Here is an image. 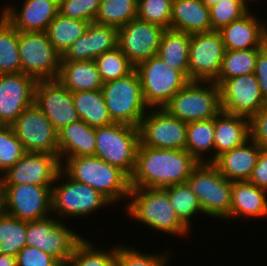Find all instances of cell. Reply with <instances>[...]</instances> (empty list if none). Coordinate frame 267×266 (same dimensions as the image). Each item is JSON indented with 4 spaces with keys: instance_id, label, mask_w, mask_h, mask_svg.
Here are the masks:
<instances>
[{
    "instance_id": "obj_41",
    "label": "cell",
    "mask_w": 267,
    "mask_h": 266,
    "mask_svg": "<svg viewBox=\"0 0 267 266\" xmlns=\"http://www.w3.org/2000/svg\"><path fill=\"white\" fill-rule=\"evenodd\" d=\"M88 44L91 54L96 58L118 47V28L96 22L88 25Z\"/></svg>"
},
{
    "instance_id": "obj_12",
    "label": "cell",
    "mask_w": 267,
    "mask_h": 266,
    "mask_svg": "<svg viewBox=\"0 0 267 266\" xmlns=\"http://www.w3.org/2000/svg\"><path fill=\"white\" fill-rule=\"evenodd\" d=\"M52 186L0 185L1 210L24 221L52 215Z\"/></svg>"
},
{
    "instance_id": "obj_24",
    "label": "cell",
    "mask_w": 267,
    "mask_h": 266,
    "mask_svg": "<svg viewBox=\"0 0 267 266\" xmlns=\"http://www.w3.org/2000/svg\"><path fill=\"white\" fill-rule=\"evenodd\" d=\"M250 143V144H249ZM261 147L251 138L243 145L223 152L213 164L230 181H248L257 164Z\"/></svg>"
},
{
    "instance_id": "obj_15",
    "label": "cell",
    "mask_w": 267,
    "mask_h": 266,
    "mask_svg": "<svg viewBox=\"0 0 267 266\" xmlns=\"http://www.w3.org/2000/svg\"><path fill=\"white\" fill-rule=\"evenodd\" d=\"M224 53L219 31L192 34L188 56L189 81L214 82L219 77Z\"/></svg>"
},
{
    "instance_id": "obj_5",
    "label": "cell",
    "mask_w": 267,
    "mask_h": 266,
    "mask_svg": "<svg viewBox=\"0 0 267 266\" xmlns=\"http://www.w3.org/2000/svg\"><path fill=\"white\" fill-rule=\"evenodd\" d=\"M163 108L186 123L212 119L221 111L219 86L191 80Z\"/></svg>"
},
{
    "instance_id": "obj_26",
    "label": "cell",
    "mask_w": 267,
    "mask_h": 266,
    "mask_svg": "<svg viewBox=\"0 0 267 266\" xmlns=\"http://www.w3.org/2000/svg\"><path fill=\"white\" fill-rule=\"evenodd\" d=\"M170 28L190 35L213 31L209 7L200 0H173Z\"/></svg>"
},
{
    "instance_id": "obj_45",
    "label": "cell",
    "mask_w": 267,
    "mask_h": 266,
    "mask_svg": "<svg viewBox=\"0 0 267 266\" xmlns=\"http://www.w3.org/2000/svg\"><path fill=\"white\" fill-rule=\"evenodd\" d=\"M101 0H59V14L93 22L99 11Z\"/></svg>"
},
{
    "instance_id": "obj_46",
    "label": "cell",
    "mask_w": 267,
    "mask_h": 266,
    "mask_svg": "<svg viewBox=\"0 0 267 266\" xmlns=\"http://www.w3.org/2000/svg\"><path fill=\"white\" fill-rule=\"evenodd\" d=\"M17 266H63L57 259L42 250L25 246L17 253Z\"/></svg>"
},
{
    "instance_id": "obj_35",
    "label": "cell",
    "mask_w": 267,
    "mask_h": 266,
    "mask_svg": "<svg viewBox=\"0 0 267 266\" xmlns=\"http://www.w3.org/2000/svg\"><path fill=\"white\" fill-rule=\"evenodd\" d=\"M261 49L225 50L219 77L214 82L219 86L224 80L254 73Z\"/></svg>"
},
{
    "instance_id": "obj_50",
    "label": "cell",
    "mask_w": 267,
    "mask_h": 266,
    "mask_svg": "<svg viewBox=\"0 0 267 266\" xmlns=\"http://www.w3.org/2000/svg\"><path fill=\"white\" fill-rule=\"evenodd\" d=\"M254 73H267V44L258 52Z\"/></svg>"
},
{
    "instance_id": "obj_11",
    "label": "cell",
    "mask_w": 267,
    "mask_h": 266,
    "mask_svg": "<svg viewBox=\"0 0 267 266\" xmlns=\"http://www.w3.org/2000/svg\"><path fill=\"white\" fill-rule=\"evenodd\" d=\"M19 55L22 73L36 81L55 80L62 55L54 48L46 32H20Z\"/></svg>"
},
{
    "instance_id": "obj_16",
    "label": "cell",
    "mask_w": 267,
    "mask_h": 266,
    "mask_svg": "<svg viewBox=\"0 0 267 266\" xmlns=\"http://www.w3.org/2000/svg\"><path fill=\"white\" fill-rule=\"evenodd\" d=\"M221 110L251 119L267 101L254 73L224 80L220 85Z\"/></svg>"
},
{
    "instance_id": "obj_10",
    "label": "cell",
    "mask_w": 267,
    "mask_h": 266,
    "mask_svg": "<svg viewBox=\"0 0 267 266\" xmlns=\"http://www.w3.org/2000/svg\"><path fill=\"white\" fill-rule=\"evenodd\" d=\"M26 246L36 247L57 259L62 265L74 253L83 236L68 228L60 219L48 216L27 221Z\"/></svg>"
},
{
    "instance_id": "obj_1",
    "label": "cell",
    "mask_w": 267,
    "mask_h": 266,
    "mask_svg": "<svg viewBox=\"0 0 267 266\" xmlns=\"http://www.w3.org/2000/svg\"><path fill=\"white\" fill-rule=\"evenodd\" d=\"M199 162L186 150L138 146L130 188H166L187 182Z\"/></svg>"
},
{
    "instance_id": "obj_27",
    "label": "cell",
    "mask_w": 267,
    "mask_h": 266,
    "mask_svg": "<svg viewBox=\"0 0 267 266\" xmlns=\"http://www.w3.org/2000/svg\"><path fill=\"white\" fill-rule=\"evenodd\" d=\"M59 160L95 154V128L78 120L58 131Z\"/></svg>"
},
{
    "instance_id": "obj_22",
    "label": "cell",
    "mask_w": 267,
    "mask_h": 266,
    "mask_svg": "<svg viewBox=\"0 0 267 266\" xmlns=\"http://www.w3.org/2000/svg\"><path fill=\"white\" fill-rule=\"evenodd\" d=\"M265 23L249 9L240 19L219 30L225 50L263 48L267 44V21Z\"/></svg>"
},
{
    "instance_id": "obj_3",
    "label": "cell",
    "mask_w": 267,
    "mask_h": 266,
    "mask_svg": "<svg viewBox=\"0 0 267 266\" xmlns=\"http://www.w3.org/2000/svg\"><path fill=\"white\" fill-rule=\"evenodd\" d=\"M128 200L125 208L130 218L164 234L189 235V228L177 216L164 189L130 188Z\"/></svg>"
},
{
    "instance_id": "obj_29",
    "label": "cell",
    "mask_w": 267,
    "mask_h": 266,
    "mask_svg": "<svg viewBox=\"0 0 267 266\" xmlns=\"http://www.w3.org/2000/svg\"><path fill=\"white\" fill-rule=\"evenodd\" d=\"M190 40V34L171 28L165 29L157 54L166 64L180 71L188 80Z\"/></svg>"
},
{
    "instance_id": "obj_53",
    "label": "cell",
    "mask_w": 267,
    "mask_h": 266,
    "mask_svg": "<svg viewBox=\"0 0 267 266\" xmlns=\"http://www.w3.org/2000/svg\"><path fill=\"white\" fill-rule=\"evenodd\" d=\"M206 7H211L214 4L218 3L221 0H200Z\"/></svg>"
},
{
    "instance_id": "obj_7",
    "label": "cell",
    "mask_w": 267,
    "mask_h": 266,
    "mask_svg": "<svg viewBox=\"0 0 267 266\" xmlns=\"http://www.w3.org/2000/svg\"><path fill=\"white\" fill-rule=\"evenodd\" d=\"M187 182L204 215L226 220L231 213L232 181L225 178L213 163H199Z\"/></svg>"
},
{
    "instance_id": "obj_4",
    "label": "cell",
    "mask_w": 267,
    "mask_h": 266,
    "mask_svg": "<svg viewBox=\"0 0 267 266\" xmlns=\"http://www.w3.org/2000/svg\"><path fill=\"white\" fill-rule=\"evenodd\" d=\"M101 90L112 121L138 128L149 107L144 101L136 70L103 83Z\"/></svg>"
},
{
    "instance_id": "obj_40",
    "label": "cell",
    "mask_w": 267,
    "mask_h": 266,
    "mask_svg": "<svg viewBox=\"0 0 267 266\" xmlns=\"http://www.w3.org/2000/svg\"><path fill=\"white\" fill-rule=\"evenodd\" d=\"M250 9L243 0H221L209 8L213 31H219L240 19Z\"/></svg>"
},
{
    "instance_id": "obj_18",
    "label": "cell",
    "mask_w": 267,
    "mask_h": 266,
    "mask_svg": "<svg viewBox=\"0 0 267 266\" xmlns=\"http://www.w3.org/2000/svg\"><path fill=\"white\" fill-rule=\"evenodd\" d=\"M165 28L138 17L118 29V47L136 66L158 54Z\"/></svg>"
},
{
    "instance_id": "obj_28",
    "label": "cell",
    "mask_w": 267,
    "mask_h": 266,
    "mask_svg": "<svg viewBox=\"0 0 267 266\" xmlns=\"http://www.w3.org/2000/svg\"><path fill=\"white\" fill-rule=\"evenodd\" d=\"M57 80L72 93L99 90L103 86L95 60L61 61Z\"/></svg>"
},
{
    "instance_id": "obj_13",
    "label": "cell",
    "mask_w": 267,
    "mask_h": 266,
    "mask_svg": "<svg viewBox=\"0 0 267 266\" xmlns=\"http://www.w3.org/2000/svg\"><path fill=\"white\" fill-rule=\"evenodd\" d=\"M138 128L144 146L185 150L187 123L171 116L164 108H149Z\"/></svg>"
},
{
    "instance_id": "obj_42",
    "label": "cell",
    "mask_w": 267,
    "mask_h": 266,
    "mask_svg": "<svg viewBox=\"0 0 267 266\" xmlns=\"http://www.w3.org/2000/svg\"><path fill=\"white\" fill-rule=\"evenodd\" d=\"M26 153L12 126L0 125V175L11 168Z\"/></svg>"
},
{
    "instance_id": "obj_8",
    "label": "cell",
    "mask_w": 267,
    "mask_h": 266,
    "mask_svg": "<svg viewBox=\"0 0 267 266\" xmlns=\"http://www.w3.org/2000/svg\"><path fill=\"white\" fill-rule=\"evenodd\" d=\"M64 178V179H63ZM63 179V182H62ZM52 186V214L62 218H79L92 215L98 209L112 203L100 192L84 183L74 181L62 169ZM65 181V182H64Z\"/></svg>"
},
{
    "instance_id": "obj_44",
    "label": "cell",
    "mask_w": 267,
    "mask_h": 266,
    "mask_svg": "<svg viewBox=\"0 0 267 266\" xmlns=\"http://www.w3.org/2000/svg\"><path fill=\"white\" fill-rule=\"evenodd\" d=\"M165 253L147 254L129 245H119L116 246V266H167L169 256Z\"/></svg>"
},
{
    "instance_id": "obj_34",
    "label": "cell",
    "mask_w": 267,
    "mask_h": 266,
    "mask_svg": "<svg viewBox=\"0 0 267 266\" xmlns=\"http://www.w3.org/2000/svg\"><path fill=\"white\" fill-rule=\"evenodd\" d=\"M27 221L0 210V254L17 256L26 246Z\"/></svg>"
},
{
    "instance_id": "obj_52",
    "label": "cell",
    "mask_w": 267,
    "mask_h": 266,
    "mask_svg": "<svg viewBox=\"0 0 267 266\" xmlns=\"http://www.w3.org/2000/svg\"><path fill=\"white\" fill-rule=\"evenodd\" d=\"M0 266H17L16 257L0 254Z\"/></svg>"
},
{
    "instance_id": "obj_47",
    "label": "cell",
    "mask_w": 267,
    "mask_h": 266,
    "mask_svg": "<svg viewBox=\"0 0 267 266\" xmlns=\"http://www.w3.org/2000/svg\"><path fill=\"white\" fill-rule=\"evenodd\" d=\"M250 138L267 150V104L250 119Z\"/></svg>"
},
{
    "instance_id": "obj_39",
    "label": "cell",
    "mask_w": 267,
    "mask_h": 266,
    "mask_svg": "<svg viewBox=\"0 0 267 266\" xmlns=\"http://www.w3.org/2000/svg\"><path fill=\"white\" fill-rule=\"evenodd\" d=\"M95 62L103 83L125 77L135 69L119 47L96 57Z\"/></svg>"
},
{
    "instance_id": "obj_37",
    "label": "cell",
    "mask_w": 267,
    "mask_h": 266,
    "mask_svg": "<svg viewBox=\"0 0 267 266\" xmlns=\"http://www.w3.org/2000/svg\"><path fill=\"white\" fill-rule=\"evenodd\" d=\"M137 6L138 0H101L94 22L119 29L137 17Z\"/></svg>"
},
{
    "instance_id": "obj_38",
    "label": "cell",
    "mask_w": 267,
    "mask_h": 266,
    "mask_svg": "<svg viewBox=\"0 0 267 266\" xmlns=\"http://www.w3.org/2000/svg\"><path fill=\"white\" fill-rule=\"evenodd\" d=\"M63 266H116V247L109 251L97 249L84 238Z\"/></svg>"
},
{
    "instance_id": "obj_2",
    "label": "cell",
    "mask_w": 267,
    "mask_h": 266,
    "mask_svg": "<svg viewBox=\"0 0 267 266\" xmlns=\"http://www.w3.org/2000/svg\"><path fill=\"white\" fill-rule=\"evenodd\" d=\"M62 170L74 181L100 192L112 204L129 198V177L118 167L94 155L64 159Z\"/></svg>"
},
{
    "instance_id": "obj_51",
    "label": "cell",
    "mask_w": 267,
    "mask_h": 266,
    "mask_svg": "<svg viewBox=\"0 0 267 266\" xmlns=\"http://www.w3.org/2000/svg\"><path fill=\"white\" fill-rule=\"evenodd\" d=\"M260 87V91L264 99L267 101V73H254Z\"/></svg>"
},
{
    "instance_id": "obj_9",
    "label": "cell",
    "mask_w": 267,
    "mask_h": 266,
    "mask_svg": "<svg viewBox=\"0 0 267 266\" xmlns=\"http://www.w3.org/2000/svg\"><path fill=\"white\" fill-rule=\"evenodd\" d=\"M146 105L163 108L189 80L178 70L171 68L158 55L135 66Z\"/></svg>"
},
{
    "instance_id": "obj_6",
    "label": "cell",
    "mask_w": 267,
    "mask_h": 266,
    "mask_svg": "<svg viewBox=\"0 0 267 266\" xmlns=\"http://www.w3.org/2000/svg\"><path fill=\"white\" fill-rule=\"evenodd\" d=\"M94 156L118 167L129 178L133 174L138 146L139 128L122 123L95 128Z\"/></svg>"
},
{
    "instance_id": "obj_54",
    "label": "cell",
    "mask_w": 267,
    "mask_h": 266,
    "mask_svg": "<svg viewBox=\"0 0 267 266\" xmlns=\"http://www.w3.org/2000/svg\"><path fill=\"white\" fill-rule=\"evenodd\" d=\"M243 1H244L246 4H249V3H248L249 0H243ZM251 1H252V0H250V2H251Z\"/></svg>"
},
{
    "instance_id": "obj_49",
    "label": "cell",
    "mask_w": 267,
    "mask_h": 266,
    "mask_svg": "<svg viewBox=\"0 0 267 266\" xmlns=\"http://www.w3.org/2000/svg\"><path fill=\"white\" fill-rule=\"evenodd\" d=\"M248 182L267 191V150L261 149L257 164L252 170Z\"/></svg>"
},
{
    "instance_id": "obj_19",
    "label": "cell",
    "mask_w": 267,
    "mask_h": 266,
    "mask_svg": "<svg viewBox=\"0 0 267 266\" xmlns=\"http://www.w3.org/2000/svg\"><path fill=\"white\" fill-rule=\"evenodd\" d=\"M34 103L57 131L80 120L74 107L72 92L57 79L36 82Z\"/></svg>"
},
{
    "instance_id": "obj_21",
    "label": "cell",
    "mask_w": 267,
    "mask_h": 266,
    "mask_svg": "<svg viewBox=\"0 0 267 266\" xmlns=\"http://www.w3.org/2000/svg\"><path fill=\"white\" fill-rule=\"evenodd\" d=\"M22 2L23 6L20 10L11 5L3 7L0 12V16H4L20 32H45L50 22L59 13V0Z\"/></svg>"
},
{
    "instance_id": "obj_43",
    "label": "cell",
    "mask_w": 267,
    "mask_h": 266,
    "mask_svg": "<svg viewBox=\"0 0 267 266\" xmlns=\"http://www.w3.org/2000/svg\"><path fill=\"white\" fill-rule=\"evenodd\" d=\"M173 0H138L137 17L149 23L170 28Z\"/></svg>"
},
{
    "instance_id": "obj_32",
    "label": "cell",
    "mask_w": 267,
    "mask_h": 266,
    "mask_svg": "<svg viewBox=\"0 0 267 266\" xmlns=\"http://www.w3.org/2000/svg\"><path fill=\"white\" fill-rule=\"evenodd\" d=\"M18 44L19 31L0 16V75L22 72Z\"/></svg>"
},
{
    "instance_id": "obj_14",
    "label": "cell",
    "mask_w": 267,
    "mask_h": 266,
    "mask_svg": "<svg viewBox=\"0 0 267 266\" xmlns=\"http://www.w3.org/2000/svg\"><path fill=\"white\" fill-rule=\"evenodd\" d=\"M26 152L59 155L58 131L35 103L11 125Z\"/></svg>"
},
{
    "instance_id": "obj_31",
    "label": "cell",
    "mask_w": 267,
    "mask_h": 266,
    "mask_svg": "<svg viewBox=\"0 0 267 266\" xmlns=\"http://www.w3.org/2000/svg\"><path fill=\"white\" fill-rule=\"evenodd\" d=\"M89 23L58 13L45 32L54 48L63 55L70 45L86 32Z\"/></svg>"
},
{
    "instance_id": "obj_30",
    "label": "cell",
    "mask_w": 267,
    "mask_h": 266,
    "mask_svg": "<svg viewBox=\"0 0 267 266\" xmlns=\"http://www.w3.org/2000/svg\"><path fill=\"white\" fill-rule=\"evenodd\" d=\"M74 107L80 120L92 128L113 124L102 90H86L72 93Z\"/></svg>"
},
{
    "instance_id": "obj_33",
    "label": "cell",
    "mask_w": 267,
    "mask_h": 266,
    "mask_svg": "<svg viewBox=\"0 0 267 266\" xmlns=\"http://www.w3.org/2000/svg\"><path fill=\"white\" fill-rule=\"evenodd\" d=\"M185 150L199 163H207L204 154L214 151V118L187 123Z\"/></svg>"
},
{
    "instance_id": "obj_20",
    "label": "cell",
    "mask_w": 267,
    "mask_h": 266,
    "mask_svg": "<svg viewBox=\"0 0 267 266\" xmlns=\"http://www.w3.org/2000/svg\"><path fill=\"white\" fill-rule=\"evenodd\" d=\"M36 82L22 72L0 75V125L11 126L34 103Z\"/></svg>"
},
{
    "instance_id": "obj_23",
    "label": "cell",
    "mask_w": 267,
    "mask_h": 266,
    "mask_svg": "<svg viewBox=\"0 0 267 266\" xmlns=\"http://www.w3.org/2000/svg\"><path fill=\"white\" fill-rule=\"evenodd\" d=\"M250 139V119L220 111L214 117V152L207 163H213L223 152L243 145Z\"/></svg>"
},
{
    "instance_id": "obj_25",
    "label": "cell",
    "mask_w": 267,
    "mask_h": 266,
    "mask_svg": "<svg viewBox=\"0 0 267 266\" xmlns=\"http://www.w3.org/2000/svg\"><path fill=\"white\" fill-rule=\"evenodd\" d=\"M231 213L226 219L267 216V191L248 181H233Z\"/></svg>"
},
{
    "instance_id": "obj_48",
    "label": "cell",
    "mask_w": 267,
    "mask_h": 266,
    "mask_svg": "<svg viewBox=\"0 0 267 266\" xmlns=\"http://www.w3.org/2000/svg\"><path fill=\"white\" fill-rule=\"evenodd\" d=\"M95 60L91 54L88 44V27L86 32L73 42L62 55L61 61H89Z\"/></svg>"
},
{
    "instance_id": "obj_36",
    "label": "cell",
    "mask_w": 267,
    "mask_h": 266,
    "mask_svg": "<svg viewBox=\"0 0 267 266\" xmlns=\"http://www.w3.org/2000/svg\"><path fill=\"white\" fill-rule=\"evenodd\" d=\"M168 194L170 204L179 219L191 229V220L197 214H204L196 195L188 182L179 183L163 188Z\"/></svg>"
},
{
    "instance_id": "obj_17",
    "label": "cell",
    "mask_w": 267,
    "mask_h": 266,
    "mask_svg": "<svg viewBox=\"0 0 267 266\" xmlns=\"http://www.w3.org/2000/svg\"><path fill=\"white\" fill-rule=\"evenodd\" d=\"M62 168L59 155L26 152L19 161L0 176V185L33 184L53 186Z\"/></svg>"
}]
</instances>
